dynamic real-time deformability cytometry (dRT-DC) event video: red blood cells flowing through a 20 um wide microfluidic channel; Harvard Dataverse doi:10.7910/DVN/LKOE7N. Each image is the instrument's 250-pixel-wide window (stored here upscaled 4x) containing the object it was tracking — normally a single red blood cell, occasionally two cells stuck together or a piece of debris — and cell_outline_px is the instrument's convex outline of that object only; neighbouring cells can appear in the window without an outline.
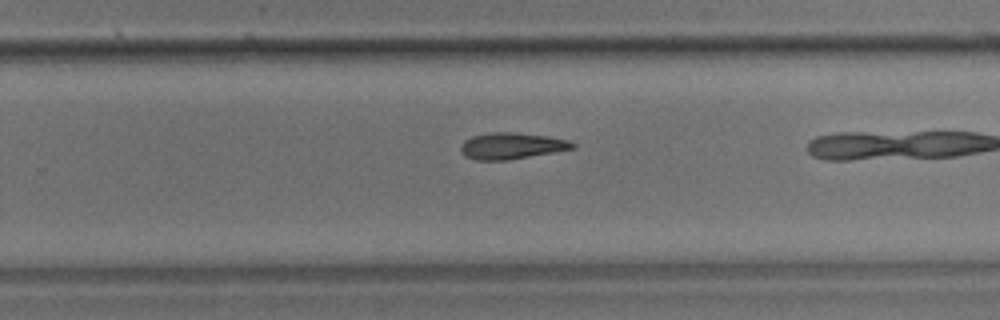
{"species": "common noctule bat (a hibernating species)", "species_latin": "Nyctalus noctula", "temperature_condition": "room temperature", "stored_images_in_passage": 15, "camera_frame_rate_fps": 3000, "um_per_image_px": 0.085, "animal": {"sex": "male", "body_mass_g": 17.9}, "frame": {"image": 1, "passage_image": 11, "time_ms": 3.333, "image_size_px": [1000, 320], "cell_outline_px": [[576, 148], [508, 160], [476, 160], [464, 156], [460, 152], [460, 148], [464, 140], [472, 136], [492, 132], [512, 132], [548, 136], [568, 140], [576, 144]], "centroid_in_image_um": [43.47, 12.4], "position_along_channel_um": 286.3, "area_um2": 17.22}}